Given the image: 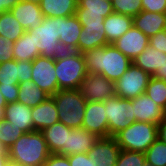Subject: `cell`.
I'll return each instance as SVG.
<instances>
[{
    "label": "cell",
    "mask_w": 166,
    "mask_h": 166,
    "mask_svg": "<svg viewBox=\"0 0 166 166\" xmlns=\"http://www.w3.org/2000/svg\"><path fill=\"white\" fill-rule=\"evenodd\" d=\"M88 73L101 74L116 82L132 64L113 44L94 48L82 53Z\"/></svg>",
    "instance_id": "6da1fadb"
},
{
    "label": "cell",
    "mask_w": 166,
    "mask_h": 166,
    "mask_svg": "<svg viewBox=\"0 0 166 166\" xmlns=\"http://www.w3.org/2000/svg\"><path fill=\"white\" fill-rule=\"evenodd\" d=\"M50 152L41 131L24 133L8 149L11 162L23 166H43Z\"/></svg>",
    "instance_id": "7a4b0ae2"
},
{
    "label": "cell",
    "mask_w": 166,
    "mask_h": 166,
    "mask_svg": "<svg viewBox=\"0 0 166 166\" xmlns=\"http://www.w3.org/2000/svg\"><path fill=\"white\" fill-rule=\"evenodd\" d=\"M58 89H79L88 74L84 56L78 51H66L55 59Z\"/></svg>",
    "instance_id": "3957f363"
},
{
    "label": "cell",
    "mask_w": 166,
    "mask_h": 166,
    "mask_svg": "<svg viewBox=\"0 0 166 166\" xmlns=\"http://www.w3.org/2000/svg\"><path fill=\"white\" fill-rule=\"evenodd\" d=\"M59 122L72 129L82 128L87 101L79 89L58 90L52 95Z\"/></svg>",
    "instance_id": "277c9868"
},
{
    "label": "cell",
    "mask_w": 166,
    "mask_h": 166,
    "mask_svg": "<svg viewBox=\"0 0 166 166\" xmlns=\"http://www.w3.org/2000/svg\"><path fill=\"white\" fill-rule=\"evenodd\" d=\"M157 124L135 121L113 137L121 150L145 153L158 139Z\"/></svg>",
    "instance_id": "5b68a950"
},
{
    "label": "cell",
    "mask_w": 166,
    "mask_h": 166,
    "mask_svg": "<svg viewBox=\"0 0 166 166\" xmlns=\"http://www.w3.org/2000/svg\"><path fill=\"white\" fill-rule=\"evenodd\" d=\"M29 31L33 33L34 48L41 56L56 59L66 52L59 42V17H45L40 25Z\"/></svg>",
    "instance_id": "8992f818"
},
{
    "label": "cell",
    "mask_w": 166,
    "mask_h": 166,
    "mask_svg": "<svg viewBox=\"0 0 166 166\" xmlns=\"http://www.w3.org/2000/svg\"><path fill=\"white\" fill-rule=\"evenodd\" d=\"M103 102L108 119V137H113L135 122V117H132L131 99H123L115 95Z\"/></svg>",
    "instance_id": "52a82bcc"
},
{
    "label": "cell",
    "mask_w": 166,
    "mask_h": 166,
    "mask_svg": "<svg viewBox=\"0 0 166 166\" xmlns=\"http://www.w3.org/2000/svg\"><path fill=\"white\" fill-rule=\"evenodd\" d=\"M152 76L133 63L115 82V93L123 99H133L145 93Z\"/></svg>",
    "instance_id": "ba28073f"
},
{
    "label": "cell",
    "mask_w": 166,
    "mask_h": 166,
    "mask_svg": "<svg viewBox=\"0 0 166 166\" xmlns=\"http://www.w3.org/2000/svg\"><path fill=\"white\" fill-rule=\"evenodd\" d=\"M32 81L41 90L50 96L58 89V81L55 71V59L38 56L32 61Z\"/></svg>",
    "instance_id": "9c48e42d"
},
{
    "label": "cell",
    "mask_w": 166,
    "mask_h": 166,
    "mask_svg": "<svg viewBox=\"0 0 166 166\" xmlns=\"http://www.w3.org/2000/svg\"><path fill=\"white\" fill-rule=\"evenodd\" d=\"M79 90L86 101L103 102L116 95L115 82L96 73H88Z\"/></svg>",
    "instance_id": "30bf717a"
},
{
    "label": "cell",
    "mask_w": 166,
    "mask_h": 166,
    "mask_svg": "<svg viewBox=\"0 0 166 166\" xmlns=\"http://www.w3.org/2000/svg\"><path fill=\"white\" fill-rule=\"evenodd\" d=\"M82 128L100 137H108V119L104 102L87 101Z\"/></svg>",
    "instance_id": "8fae6325"
},
{
    "label": "cell",
    "mask_w": 166,
    "mask_h": 166,
    "mask_svg": "<svg viewBox=\"0 0 166 166\" xmlns=\"http://www.w3.org/2000/svg\"><path fill=\"white\" fill-rule=\"evenodd\" d=\"M112 44L126 57L133 60L147 48L149 37L133 25Z\"/></svg>",
    "instance_id": "7c38bea8"
},
{
    "label": "cell",
    "mask_w": 166,
    "mask_h": 166,
    "mask_svg": "<svg viewBox=\"0 0 166 166\" xmlns=\"http://www.w3.org/2000/svg\"><path fill=\"white\" fill-rule=\"evenodd\" d=\"M132 117L135 121L159 124L164 117V109L154 102L146 93L131 99Z\"/></svg>",
    "instance_id": "4fadbf2b"
},
{
    "label": "cell",
    "mask_w": 166,
    "mask_h": 166,
    "mask_svg": "<svg viewBox=\"0 0 166 166\" xmlns=\"http://www.w3.org/2000/svg\"><path fill=\"white\" fill-rule=\"evenodd\" d=\"M114 137H100L88 152L95 166H115L120 153Z\"/></svg>",
    "instance_id": "5bb4252c"
},
{
    "label": "cell",
    "mask_w": 166,
    "mask_h": 166,
    "mask_svg": "<svg viewBox=\"0 0 166 166\" xmlns=\"http://www.w3.org/2000/svg\"><path fill=\"white\" fill-rule=\"evenodd\" d=\"M32 80V62L9 60L0 63V84H19Z\"/></svg>",
    "instance_id": "9a60e30c"
},
{
    "label": "cell",
    "mask_w": 166,
    "mask_h": 166,
    "mask_svg": "<svg viewBox=\"0 0 166 166\" xmlns=\"http://www.w3.org/2000/svg\"><path fill=\"white\" fill-rule=\"evenodd\" d=\"M71 129L62 122H57L41 131L50 154L67 156V140Z\"/></svg>",
    "instance_id": "2e32d148"
},
{
    "label": "cell",
    "mask_w": 166,
    "mask_h": 166,
    "mask_svg": "<svg viewBox=\"0 0 166 166\" xmlns=\"http://www.w3.org/2000/svg\"><path fill=\"white\" fill-rule=\"evenodd\" d=\"M10 12L26 31L40 25L45 18L40 5L32 2L20 1Z\"/></svg>",
    "instance_id": "e0dca14e"
},
{
    "label": "cell",
    "mask_w": 166,
    "mask_h": 166,
    "mask_svg": "<svg viewBox=\"0 0 166 166\" xmlns=\"http://www.w3.org/2000/svg\"><path fill=\"white\" fill-rule=\"evenodd\" d=\"M82 29L75 15L59 17V42L66 51H78V39Z\"/></svg>",
    "instance_id": "ac0fdd59"
},
{
    "label": "cell",
    "mask_w": 166,
    "mask_h": 166,
    "mask_svg": "<svg viewBox=\"0 0 166 166\" xmlns=\"http://www.w3.org/2000/svg\"><path fill=\"white\" fill-rule=\"evenodd\" d=\"M5 120L25 133L34 131L31 107L21 102L8 103L5 107Z\"/></svg>",
    "instance_id": "d6986e66"
},
{
    "label": "cell",
    "mask_w": 166,
    "mask_h": 166,
    "mask_svg": "<svg viewBox=\"0 0 166 166\" xmlns=\"http://www.w3.org/2000/svg\"><path fill=\"white\" fill-rule=\"evenodd\" d=\"M31 115L34 122V131L43 129L59 122L57 108L52 96L42 103L31 108Z\"/></svg>",
    "instance_id": "ffe728a7"
},
{
    "label": "cell",
    "mask_w": 166,
    "mask_h": 166,
    "mask_svg": "<svg viewBox=\"0 0 166 166\" xmlns=\"http://www.w3.org/2000/svg\"><path fill=\"white\" fill-rule=\"evenodd\" d=\"M133 25L147 37L166 29V13L141 11L133 17Z\"/></svg>",
    "instance_id": "44dd1931"
},
{
    "label": "cell",
    "mask_w": 166,
    "mask_h": 166,
    "mask_svg": "<svg viewBox=\"0 0 166 166\" xmlns=\"http://www.w3.org/2000/svg\"><path fill=\"white\" fill-rule=\"evenodd\" d=\"M82 28L78 39V52L85 53L94 48L109 45L104 30V23H101V25L83 26Z\"/></svg>",
    "instance_id": "7402d4cb"
},
{
    "label": "cell",
    "mask_w": 166,
    "mask_h": 166,
    "mask_svg": "<svg viewBox=\"0 0 166 166\" xmlns=\"http://www.w3.org/2000/svg\"><path fill=\"white\" fill-rule=\"evenodd\" d=\"M99 139L84 128L71 129L67 140V156L77 153H88Z\"/></svg>",
    "instance_id": "603a6c76"
},
{
    "label": "cell",
    "mask_w": 166,
    "mask_h": 166,
    "mask_svg": "<svg viewBox=\"0 0 166 166\" xmlns=\"http://www.w3.org/2000/svg\"><path fill=\"white\" fill-rule=\"evenodd\" d=\"M103 23L107 41L112 44L133 26V17L113 12Z\"/></svg>",
    "instance_id": "cb8c5ba5"
},
{
    "label": "cell",
    "mask_w": 166,
    "mask_h": 166,
    "mask_svg": "<svg viewBox=\"0 0 166 166\" xmlns=\"http://www.w3.org/2000/svg\"><path fill=\"white\" fill-rule=\"evenodd\" d=\"M165 61L166 54L164 52L148 45L141 54L132 60V63L152 76L157 69H161Z\"/></svg>",
    "instance_id": "d4e9b609"
},
{
    "label": "cell",
    "mask_w": 166,
    "mask_h": 166,
    "mask_svg": "<svg viewBox=\"0 0 166 166\" xmlns=\"http://www.w3.org/2000/svg\"><path fill=\"white\" fill-rule=\"evenodd\" d=\"M39 5L44 17H71L75 15L77 0H41Z\"/></svg>",
    "instance_id": "484cf974"
},
{
    "label": "cell",
    "mask_w": 166,
    "mask_h": 166,
    "mask_svg": "<svg viewBox=\"0 0 166 166\" xmlns=\"http://www.w3.org/2000/svg\"><path fill=\"white\" fill-rule=\"evenodd\" d=\"M40 56L37 48H34L33 33L29 30L13 43V57L17 61H33Z\"/></svg>",
    "instance_id": "4316f807"
},
{
    "label": "cell",
    "mask_w": 166,
    "mask_h": 166,
    "mask_svg": "<svg viewBox=\"0 0 166 166\" xmlns=\"http://www.w3.org/2000/svg\"><path fill=\"white\" fill-rule=\"evenodd\" d=\"M18 87L19 91L17 101L31 108L37 106L50 97L49 94L36 86L32 80L21 82L18 84Z\"/></svg>",
    "instance_id": "83f0119b"
},
{
    "label": "cell",
    "mask_w": 166,
    "mask_h": 166,
    "mask_svg": "<svg viewBox=\"0 0 166 166\" xmlns=\"http://www.w3.org/2000/svg\"><path fill=\"white\" fill-rule=\"evenodd\" d=\"M25 31L26 30L10 11L2 12L0 14V36L15 42L25 33Z\"/></svg>",
    "instance_id": "f1b7e54d"
},
{
    "label": "cell",
    "mask_w": 166,
    "mask_h": 166,
    "mask_svg": "<svg viewBox=\"0 0 166 166\" xmlns=\"http://www.w3.org/2000/svg\"><path fill=\"white\" fill-rule=\"evenodd\" d=\"M145 93L161 108L166 106V81L151 77Z\"/></svg>",
    "instance_id": "f546056e"
},
{
    "label": "cell",
    "mask_w": 166,
    "mask_h": 166,
    "mask_svg": "<svg viewBox=\"0 0 166 166\" xmlns=\"http://www.w3.org/2000/svg\"><path fill=\"white\" fill-rule=\"evenodd\" d=\"M144 154L146 162L154 166H166V144L163 141L157 139Z\"/></svg>",
    "instance_id": "4dcf8cb0"
},
{
    "label": "cell",
    "mask_w": 166,
    "mask_h": 166,
    "mask_svg": "<svg viewBox=\"0 0 166 166\" xmlns=\"http://www.w3.org/2000/svg\"><path fill=\"white\" fill-rule=\"evenodd\" d=\"M24 133L23 130L11 125L10 122L6 120L0 121V142L7 148V150Z\"/></svg>",
    "instance_id": "1f68e13d"
},
{
    "label": "cell",
    "mask_w": 166,
    "mask_h": 166,
    "mask_svg": "<svg viewBox=\"0 0 166 166\" xmlns=\"http://www.w3.org/2000/svg\"><path fill=\"white\" fill-rule=\"evenodd\" d=\"M114 13L134 17L142 11L141 0H112Z\"/></svg>",
    "instance_id": "d6a6232c"
},
{
    "label": "cell",
    "mask_w": 166,
    "mask_h": 166,
    "mask_svg": "<svg viewBox=\"0 0 166 166\" xmlns=\"http://www.w3.org/2000/svg\"><path fill=\"white\" fill-rule=\"evenodd\" d=\"M112 13H94L86 12V8H77L75 16L78 18V21L83 26H94L101 25L104 22L105 18Z\"/></svg>",
    "instance_id": "836d02e7"
},
{
    "label": "cell",
    "mask_w": 166,
    "mask_h": 166,
    "mask_svg": "<svg viewBox=\"0 0 166 166\" xmlns=\"http://www.w3.org/2000/svg\"><path fill=\"white\" fill-rule=\"evenodd\" d=\"M77 8H86V12L113 13L112 1L77 0Z\"/></svg>",
    "instance_id": "e575fe53"
},
{
    "label": "cell",
    "mask_w": 166,
    "mask_h": 166,
    "mask_svg": "<svg viewBox=\"0 0 166 166\" xmlns=\"http://www.w3.org/2000/svg\"><path fill=\"white\" fill-rule=\"evenodd\" d=\"M145 161L143 152L120 150L115 166H143Z\"/></svg>",
    "instance_id": "d590c367"
},
{
    "label": "cell",
    "mask_w": 166,
    "mask_h": 166,
    "mask_svg": "<svg viewBox=\"0 0 166 166\" xmlns=\"http://www.w3.org/2000/svg\"><path fill=\"white\" fill-rule=\"evenodd\" d=\"M13 43L14 42L0 36V63L14 60Z\"/></svg>",
    "instance_id": "8d00e7d4"
},
{
    "label": "cell",
    "mask_w": 166,
    "mask_h": 166,
    "mask_svg": "<svg viewBox=\"0 0 166 166\" xmlns=\"http://www.w3.org/2000/svg\"><path fill=\"white\" fill-rule=\"evenodd\" d=\"M142 10L166 13V0H141Z\"/></svg>",
    "instance_id": "74e56055"
},
{
    "label": "cell",
    "mask_w": 166,
    "mask_h": 166,
    "mask_svg": "<svg viewBox=\"0 0 166 166\" xmlns=\"http://www.w3.org/2000/svg\"><path fill=\"white\" fill-rule=\"evenodd\" d=\"M19 87L18 84L3 85L0 84V92L4 96L7 104L17 101Z\"/></svg>",
    "instance_id": "f35d334b"
},
{
    "label": "cell",
    "mask_w": 166,
    "mask_h": 166,
    "mask_svg": "<svg viewBox=\"0 0 166 166\" xmlns=\"http://www.w3.org/2000/svg\"><path fill=\"white\" fill-rule=\"evenodd\" d=\"M67 157L71 166H95L88 153H77Z\"/></svg>",
    "instance_id": "ab89813d"
},
{
    "label": "cell",
    "mask_w": 166,
    "mask_h": 166,
    "mask_svg": "<svg viewBox=\"0 0 166 166\" xmlns=\"http://www.w3.org/2000/svg\"><path fill=\"white\" fill-rule=\"evenodd\" d=\"M149 45L166 54V29L149 38Z\"/></svg>",
    "instance_id": "60d3db41"
},
{
    "label": "cell",
    "mask_w": 166,
    "mask_h": 166,
    "mask_svg": "<svg viewBox=\"0 0 166 166\" xmlns=\"http://www.w3.org/2000/svg\"><path fill=\"white\" fill-rule=\"evenodd\" d=\"M43 166H71L67 156L50 154Z\"/></svg>",
    "instance_id": "b9f144b4"
},
{
    "label": "cell",
    "mask_w": 166,
    "mask_h": 166,
    "mask_svg": "<svg viewBox=\"0 0 166 166\" xmlns=\"http://www.w3.org/2000/svg\"><path fill=\"white\" fill-rule=\"evenodd\" d=\"M158 139L166 144V116L163 117L157 127Z\"/></svg>",
    "instance_id": "7bdbcfd3"
},
{
    "label": "cell",
    "mask_w": 166,
    "mask_h": 166,
    "mask_svg": "<svg viewBox=\"0 0 166 166\" xmlns=\"http://www.w3.org/2000/svg\"><path fill=\"white\" fill-rule=\"evenodd\" d=\"M21 0H0V14L10 11Z\"/></svg>",
    "instance_id": "ee69618b"
},
{
    "label": "cell",
    "mask_w": 166,
    "mask_h": 166,
    "mask_svg": "<svg viewBox=\"0 0 166 166\" xmlns=\"http://www.w3.org/2000/svg\"><path fill=\"white\" fill-rule=\"evenodd\" d=\"M152 77L162 79L166 81V61L161 69H157L156 72L152 75Z\"/></svg>",
    "instance_id": "f6af8a7d"
},
{
    "label": "cell",
    "mask_w": 166,
    "mask_h": 166,
    "mask_svg": "<svg viewBox=\"0 0 166 166\" xmlns=\"http://www.w3.org/2000/svg\"><path fill=\"white\" fill-rule=\"evenodd\" d=\"M7 105V102L0 92V121L5 120V107Z\"/></svg>",
    "instance_id": "bcb514c9"
},
{
    "label": "cell",
    "mask_w": 166,
    "mask_h": 166,
    "mask_svg": "<svg viewBox=\"0 0 166 166\" xmlns=\"http://www.w3.org/2000/svg\"><path fill=\"white\" fill-rule=\"evenodd\" d=\"M10 159L8 155H0V166H7Z\"/></svg>",
    "instance_id": "7dc6e473"
},
{
    "label": "cell",
    "mask_w": 166,
    "mask_h": 166,
    "mask_svg": "<svg viewBox=\"0 0 166 166\" xmlns=\"http://www.w3.org/2000/svg\"><path fill=\"white\" fill-rule=\"evenodd\" d=\"M0 155H8L7 148L0 142Z\"/></svg>",
    "instance_id": "c3c4849f"
},
{
    "label": "cell",
    "mask_w": 166,
    "mask_h": 166,
    "mask_svg": "<svg viewBox=\"0 0 166 166\" xmlns=\"http://www.w3.org/2000/svg\"><path fill=\"white\" fill-rule=\"evenodd\" d=\"M21 1L32 2V3H36V4H40L41 3V0H21Z\"/></svg>",
    "instance_id": "681fc988"
},
{
    "label": "cell",
    "mask_w": 166,
    "mask_h": 166,
    "mask_svg": "<svg viewBox=\"0 0 166 166\" xmlns=\"http://www.w3.org/2000/svg\"><path fill=\"white\" fill-rule=\"evenodd\" d=\"M7 166H23V165H19V164H16V163H13V162L9 161Z\"/></svg>",
    "instance_id": "f907efd6"
},
{
    "label": "cell",
    "mask_w": 166,
    "mask_h": 166,
    "mask_svg": "<svg viewBox=\"0 0 166 166\" xmlns=\"http://www.w3.org/2000/svg\"><path fill=\"white\" fill-rule=\"evenodd\" d=\"M143 166H154V165L145 161L144 164H143Z\"/></svg>",
    "instance_id": "816d5d0a"
},
{
    "label": "cell",
    "mask_w": 166,
    "mask_h": 166,
    "mask_svg": "<svg viewBox=\"0 0 166 166\" xmlns=\"http://www.w3.org/2000/svg\"><path fill=\"white\" fill-rule=\"evenodd\" d=\"M164 116H166V106H165V108H164Z\"/></svg>",
    "instance_id": "f5cc1de1"
}]
</instances>
